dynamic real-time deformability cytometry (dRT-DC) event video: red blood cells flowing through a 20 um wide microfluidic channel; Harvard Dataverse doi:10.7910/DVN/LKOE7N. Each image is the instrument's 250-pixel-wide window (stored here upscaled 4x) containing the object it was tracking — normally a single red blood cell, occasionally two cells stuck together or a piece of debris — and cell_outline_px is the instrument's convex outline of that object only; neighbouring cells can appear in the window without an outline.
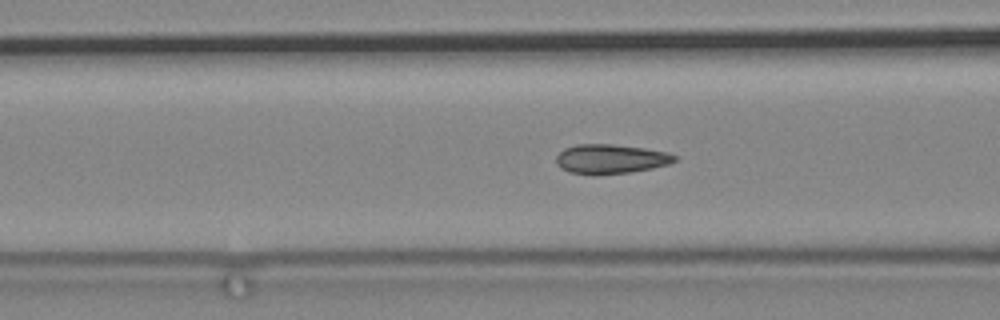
{"species": "common noctule bat (a hibernating species)", "species_latin": "Nyctalus noctula", "temperature_condition": "cold", "stored_images_in_passage": 43, "camera_frame_rate_fps": 3000, "um_per_image_px": 0.085, "animal": {"sex": "male", "body_mass_g": 19.2, "forearm_length_mm": 51.8}, "frame": {"image": 1, "passage_image": 11, "time_ms": 3.333, "image_size_px": [1000, 320], "cell_outline_px": [[676, 160], [668, 164], [652, 168], [628, 172], [596, 176], [592, 176], [568, 172], [560, 168], [556, 164], [556, 156], [564, 148], [576, 144], [612, 144], [644, 148], [668, 152], [676, 156]], "centroid_in_image_um": [51.85, 13.52], "position_along_channel_um": 114.8, "area_um2": 20.58}}
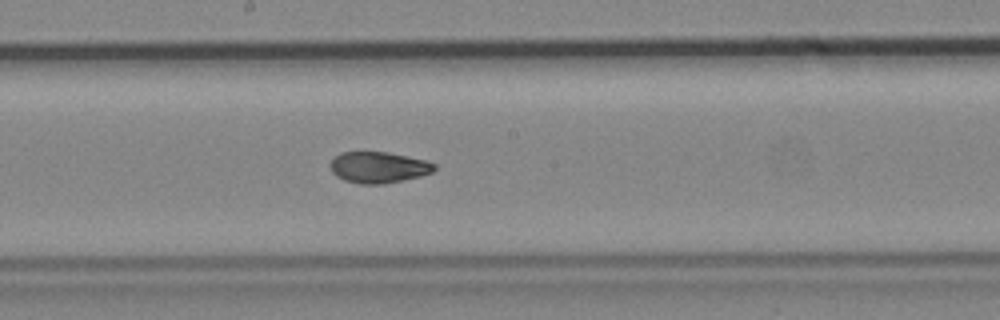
{"frame": {"image": 2, "passage_image": 21, "time_ms": 6.667, "image_size_px": [1000, 320], "cell_outline_px": [[436, 168], [432, 172], [420, 176], [384, 184], [360, 184], [344, 180], [336, 176], [332, 172], [328, 164], [340, 152], [388, 152], [424, 160], [436, 164]], "centroid_in_image_um": [32.14, 14.23], "position_along_channel_um": 216.1, "area_um2": 18.9}}
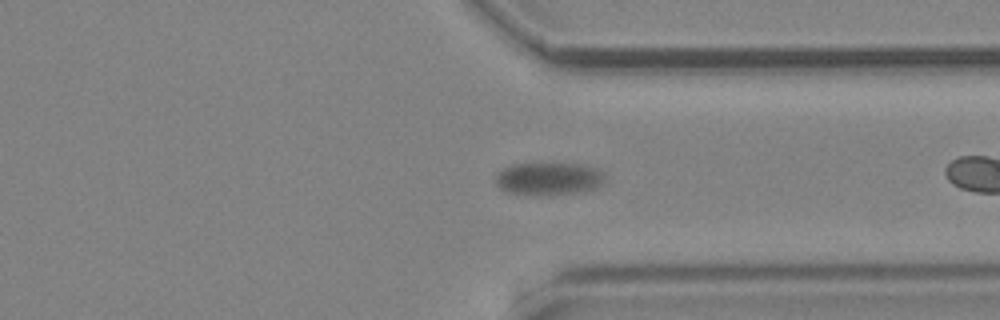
{"frame": {"image": 3, "passage_image": 32, "time_ms": 10.333, "image_size_px": [1000, 320], "cell_outline_px": [[604, 180], [596, 188], [576, 192], [552, 196], [532, 196], [508, 192], [500, 188], [496, 184], [496, 172], [512, 164], [584, 164], [596, 168], [604, 172]], "centroid_in_image_um": [46.62, 15.21], "position_along_channel_um": 364.8, "area_um2": 21.1}}